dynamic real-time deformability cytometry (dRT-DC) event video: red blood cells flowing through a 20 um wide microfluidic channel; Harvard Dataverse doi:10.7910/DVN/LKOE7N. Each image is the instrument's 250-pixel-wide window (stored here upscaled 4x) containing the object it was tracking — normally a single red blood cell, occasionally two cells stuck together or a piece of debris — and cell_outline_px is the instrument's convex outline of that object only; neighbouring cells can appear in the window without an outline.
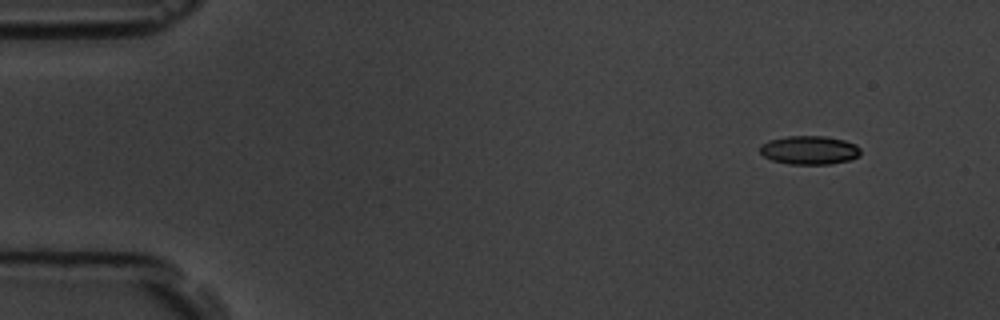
{"species": "common noctule bat (a hibernating species)", "species_latin": "Nyctalus noctula", "temperature_condition": "room temperature", "stored_images_in_passage": 5, "camera_frame_rate_fps": 3000, "um_per_image_px": 0.085, "animal": {"sex": "male", "body_mass_g": 19.5, "forearm_length_mm": 54.6}, "frame": {"image": 1, "passage_image": 1, "time_ms": 0.0, "image_size_px": [1000, 320], "cell_outline_px": [[860, 156], [848, 160], [832, 164], [788, 164], [772, 160], [764, 156], [760, 152], [760, 144], [768, 140], [788, 136], [824, 136], [844, 140], [856, 144], [860, 148]], "centroid_in_image_um": [68.79, 12.76], "position_along_channel_um": 16.2, "area_um2": 16.88}}
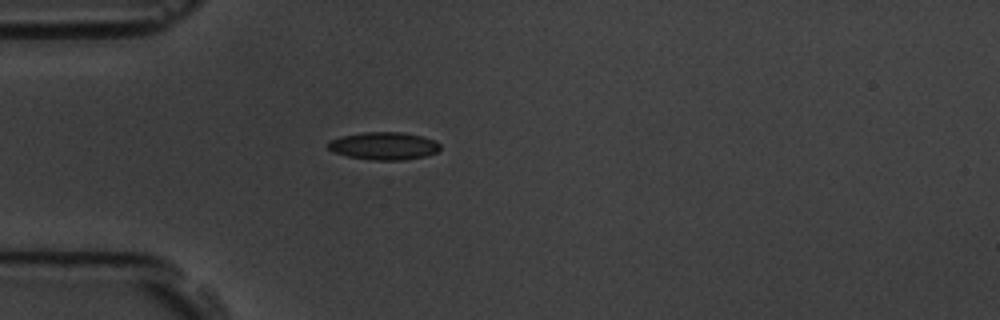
{"frame": {"image": 2, "passage_image": 4, "time_ms": 3.667, "image_size_px": [1000, 320], "cell_outline_px": [[440, 148], [436, 152], [424, 156], [404, 160], [372, 160], [348, 156], [332, 152], [328, 148], [328, 140], [340, 136], [364, 132], [404, 132], [436, 140], [440, 144]], "centroid_in_image_um": [32.6, 12.39], "position_along_channel_um": 52.4, "area_um2": 18.15}}